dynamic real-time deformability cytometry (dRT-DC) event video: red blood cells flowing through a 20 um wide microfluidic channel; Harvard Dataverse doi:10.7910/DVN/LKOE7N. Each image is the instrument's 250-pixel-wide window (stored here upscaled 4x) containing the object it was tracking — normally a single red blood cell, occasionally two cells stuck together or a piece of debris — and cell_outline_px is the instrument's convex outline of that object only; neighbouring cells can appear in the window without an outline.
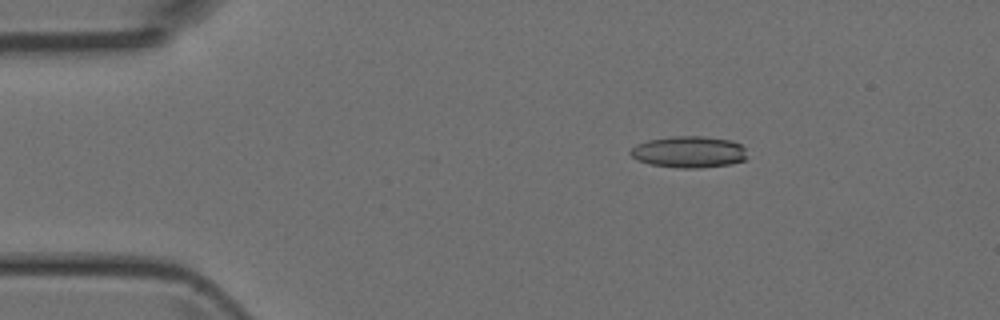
{"species": "Egyptian fruit bat (a non-hibernating species)", "species_latin": "Rousettus aegyptiacus", "temperature_condition": "room temperature", "stored_images_in_passage": 47, "camera_frame_rate_fps": 3000, "um_per_image_px": 0.085, "animal": {"sex": "female"}, "frame": {"image": 1, "passage_image": 8, "time_ms": 2.333, "image_size_px": [1000, 320], "cell_outline_px": [[748, 156], [744, 160], [732, 164], [700, 168], [676, 168], [648, 164], [632, 156], [628, 152], [636, 144], [648, 140], [672, 136], [704, 136], [732, 140], [740, 144], [744, 148]], "centroid_in_image_um": [58.57, 12.92], "position_along_channel_um": 26.4, "area_um2": 21.68}}
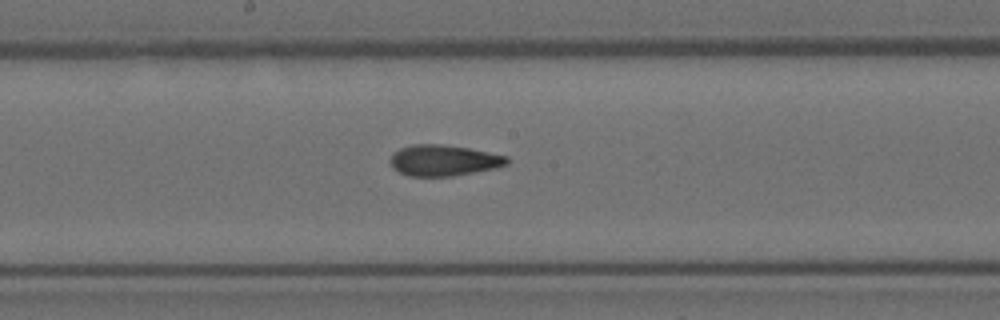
{"frame": {"image": 2, "passage_image": 25, "time_ms": 8.0, "image_size_px": [1000, 320], "cell_outline_px": [[508, 164], [496, 168], [452, 176], [408, 176], [392, 168], [388, 160], [400, 148], [412, 144], [440, 144], [468, 148], [508, 156]], "centroid_in_image_um": [37.7, 13.63], "position_along_channel_um": 210.5, "area_um2": 21.04}}
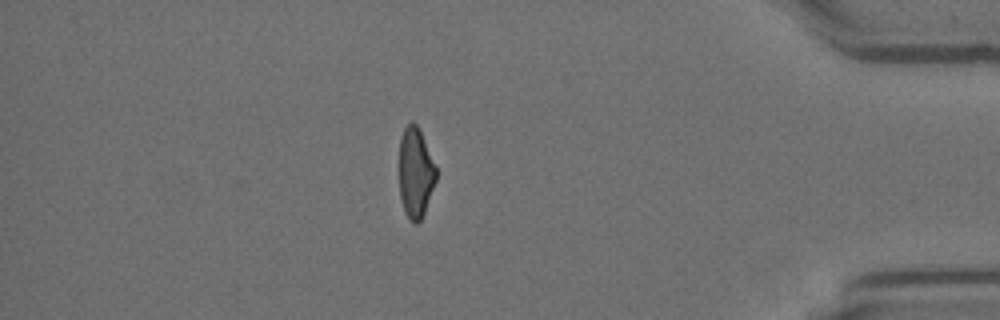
{"frame": {"image": 3, "passage_image": 41, "time_ms": 13.333, "image_size_px": [1000, 320], "cell_outline_px": [[436, 180], [424, 212], [420, 220], [416, 224], [404, 212], [400, 196], [400, 136], [404, 128], [412, 120], [420, 128], [436, 168]], "centroid_in_image_um": [35.32, 14.63], "position_along_channel_um": 399.9, "area_um2": 19.19}}